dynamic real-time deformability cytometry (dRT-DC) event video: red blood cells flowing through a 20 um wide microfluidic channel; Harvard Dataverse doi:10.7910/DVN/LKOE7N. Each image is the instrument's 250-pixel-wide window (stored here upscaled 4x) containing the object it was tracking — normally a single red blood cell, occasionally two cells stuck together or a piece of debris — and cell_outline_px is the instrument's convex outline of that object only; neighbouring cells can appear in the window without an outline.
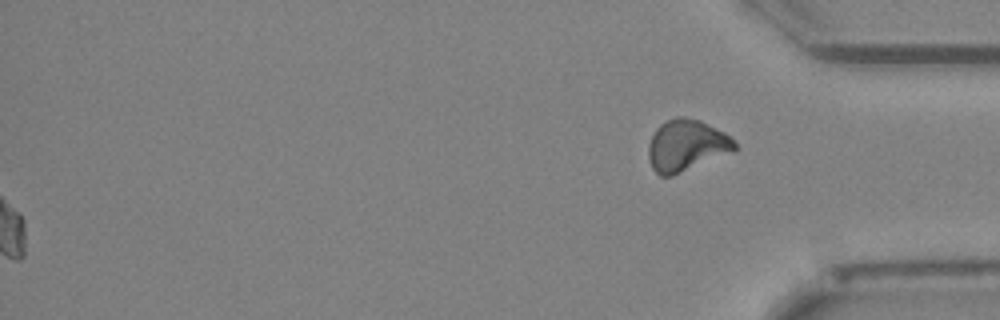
{"species": "Egyptian fruit bat (a non-hibernating species)", "species_latin": "Rousettus aegyptiacus", "temperature_condition": "cold", "stored_images_in_passage": 53, "segment_of_instrument_passage": [2, 2], "camera_frame_rate_fps": 3000, "um_per_image_px": 0.085, "animal": {"sex": "female"}, "frame": {"image": 1, "passage_image": 53, "time_ms": 17.333, "image_size_px": [1000, 320], "cell_outline_px": [[736, 148], [732, 152], [672, 176], [660, 176], [652, 168], [648, 156], [648, 144], [656, 128], [660, 124], [676, 116], [684, 116], [700, 120], [724, 132], [736, 144]], "centroid_in_image_um": [58.31, 12.36], "position_along_channel_um": 376.9, "area_um2": 25.78}}